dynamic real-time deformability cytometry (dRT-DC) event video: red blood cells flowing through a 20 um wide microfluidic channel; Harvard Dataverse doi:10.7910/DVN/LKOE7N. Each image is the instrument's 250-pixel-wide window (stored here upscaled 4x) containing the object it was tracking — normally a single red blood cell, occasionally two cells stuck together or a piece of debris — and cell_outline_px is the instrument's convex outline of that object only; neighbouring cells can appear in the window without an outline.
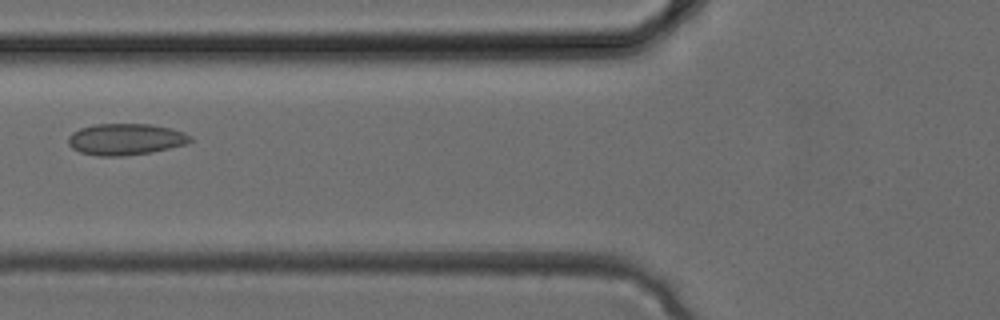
{"species": "common noctule bat (a hibernating species)", "species_latin": "Nyctalus noctula", "temperature_condition": "cold", "stored_images_in_passage": 35, "camera_frame_rate_fps": 3000, "um_per_image_px": 0.085, "animal": {"sex": "female", "body_mass_g": 24.6, "forearm_length_mm": 56.2}, "frame": {"image": 1, "passage_image": 14, "time_ms": 4.333, "image_size_px": [1000, 320], "cell_outline_px": [[192, 140], [188, 144], [152, 152], [124, 156], [96, 156], [80, 152], [72, 148], [68, 144], [68, 136], [72, 132], [80, 128], [96, 124], [148, 124], [172, 128], [184, 132], [192, 136]], "centroid_in_image_um": [10.69, 11.84], "position_along_channel_um": 115.1, "area_um2": 22.6}}
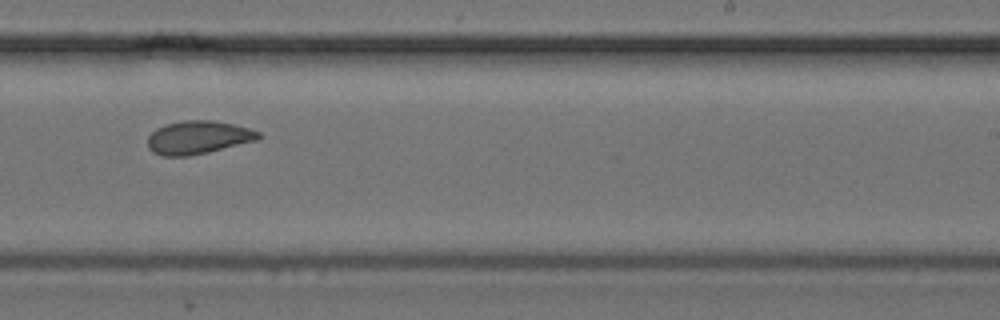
{"frame": {"image": 2, "passage_image": 22, "time_ms": 7.0, "image_size_px": [1000, 320], "cell_outline_px": [[260, 140], [208, 152], [188, 156], [160, 156], [152, 152], [148, 148], [148, 136], [156, 128], [168, 124], [184, 120], [212, 120], [232, 124], [248, 128], [260, 132]], "centroid_in_image_um": [16.84, 11.69], "position_along_channel_um": 272.2, "area_um2": 21.5}}
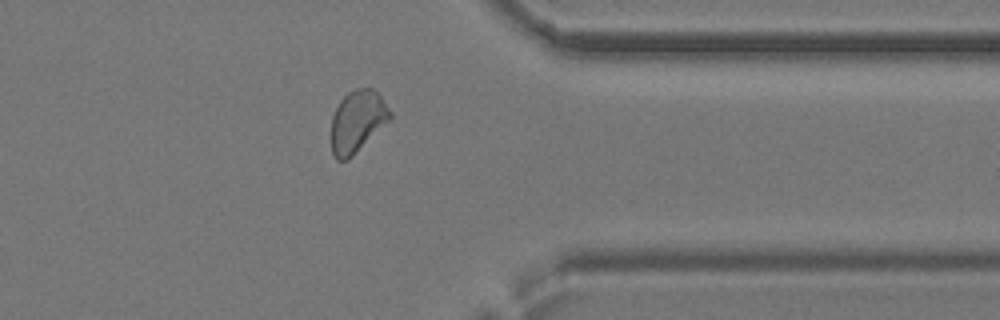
{"frame": {"image": 3, "passage_image": 28, "time_ms": 9.0, "image_size_px": [1000, 320], "cell_outline_px": [[392, 120], [348, 160], [336, 160], [332, 152], [332, 116], [340, 100], [348, 92], [356, 88], [372, 88], [380, 96], [392, 112]], "centroid_in_image_um": [30.41, 10.32], "position_along_channel_um": 381.0, "area_um2": 21.39}}